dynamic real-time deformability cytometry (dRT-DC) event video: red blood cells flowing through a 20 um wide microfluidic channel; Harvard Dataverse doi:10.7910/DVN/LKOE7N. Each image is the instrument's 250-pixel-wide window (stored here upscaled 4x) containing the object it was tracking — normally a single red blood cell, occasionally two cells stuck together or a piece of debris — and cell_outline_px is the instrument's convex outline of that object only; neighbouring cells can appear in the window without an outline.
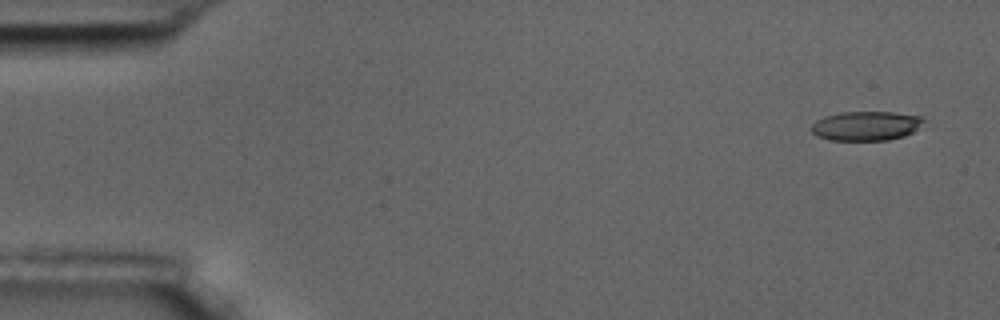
{"species": "common noctule bat (a hibernating species)", "species_latin": "Nyctalus noctula", "temperature_condition": "room temperature", "stored_images_in_passage": 6, "camera_frame_rate_fps": 3000, "um_per_image_px": 0.085, "animal": {"sex": "male", "body_mass_g": 17.5, "forearm_length_mm": 52.3}, "frame": {"image": 1, "passage_image": 1, "time_ms": 0.0, "image_size_px": [1000, 320], "cell_outline_px": [[924, 120], [912, 132], [904, 136], [888, 140], [828, 140], [816, 136], [812, 132], [812, 124], [816, 120], [824, 116], [840, 112], [892, 112], [920, 116]], "centroid_in_image_um": [73.56, 10.7], "position_along_channel_um": 11.4, "area_um2": 19.07}}
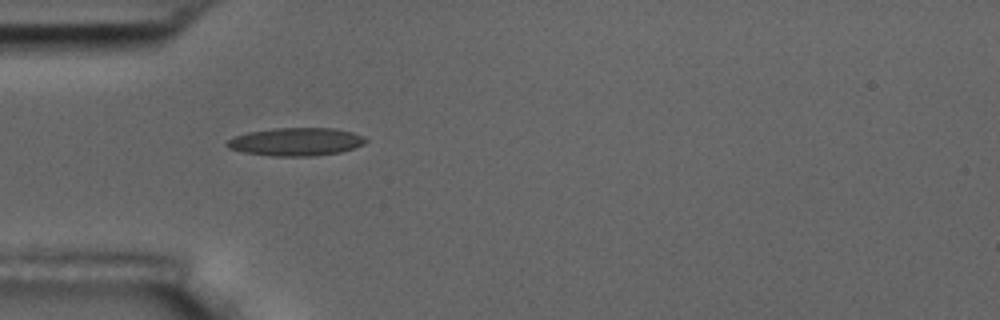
{"frame": {"image": 2, "passage_image": 5, "time_ms": 4.667, "image_size_px": [1000, 320], "cell_outline_px": [[368, 140], [364, 144], [340, 152], [312, 156], [272, 156], [244, 152], [228, 148], [224, 144], [228, 140], [236, 136], [248, 132], [272, 128], [332, 128], [352, 132], [364, 136]], "centroid_in_image_um": [25.15, 12.04], "position_along_channel_um": 59.8, "area_um2": 22.6}}